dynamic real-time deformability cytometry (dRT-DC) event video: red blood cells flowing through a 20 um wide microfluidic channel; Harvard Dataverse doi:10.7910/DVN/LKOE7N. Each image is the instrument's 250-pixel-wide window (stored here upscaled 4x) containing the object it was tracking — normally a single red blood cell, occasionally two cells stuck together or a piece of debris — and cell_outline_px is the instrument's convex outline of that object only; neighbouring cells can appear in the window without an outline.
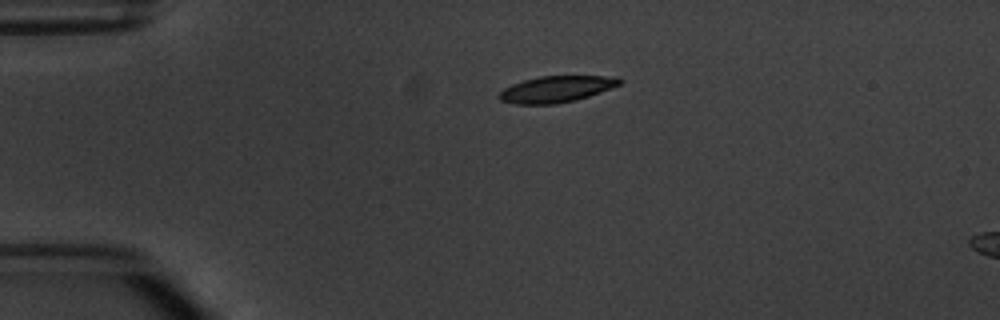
{"species": "common noctule bat (a hibernating species)", "species_latin": "Nyctalus noctula", "temperature_condition": "warm", "stored_images_in_passage": 3, "segment_of_instrument_passage": [1, 2], "camera_frame_rate_fps": 3000, "um_per_image_px": 0.085, "animal": {"sex": "male", "body_mass_g": 20.1, "forearm_length_mm": 53.5}, "frame": {"image": 1, "passage_image": 1, "time_ms": 0.0, "image_size_px": [1000, 320], "cell_outline_px": [[624, 80], [620, 84], [600, 92], [576, 100], [556, 104], [516, 104], [500, 100], [496, 96], [504, 88], [512, 84], [524, 80], [540, 76], [616, 76]], "centroid_in_image_um": [47.28, 7.57], "position_along_channel_um": 37.7, "area_um2": 18.5}}